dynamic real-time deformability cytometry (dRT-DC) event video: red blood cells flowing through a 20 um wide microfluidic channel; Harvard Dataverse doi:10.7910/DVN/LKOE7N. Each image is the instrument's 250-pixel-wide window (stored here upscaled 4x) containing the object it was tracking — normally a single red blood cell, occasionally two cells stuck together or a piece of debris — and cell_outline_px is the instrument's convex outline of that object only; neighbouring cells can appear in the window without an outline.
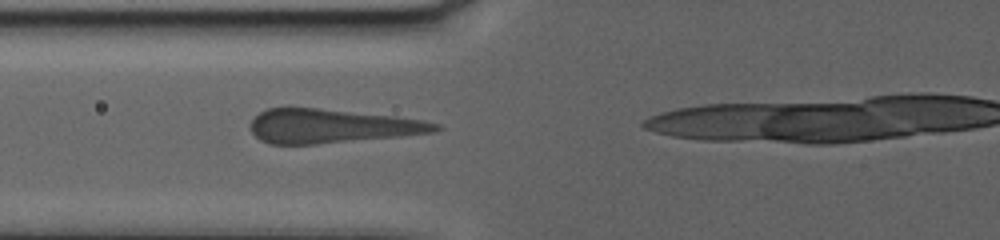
{"species": "human", "species_latin": "Homo sapiens", "temperature_condition": "warm", "stored_images_in_passage": 71, "camera_frame_rate_fps": 3000, "um_per_image_px": 0.085, "donor": {"sex": "female"}, "frame": {"image": 1, "passage_image": 30, "time_ms": 9.667, "image_size_px": [1000, 240], "cell_outline_px": [[444, 128], [436, 132], [400, 136], [316, 144], [268, 144], [260, 140], [248, 128], [252, 120], [260, 112], [268, 108], [320, 108], [396, 116], [424, 120], [440, 124]], "centroid_in_image_um": [28.21, 10.72], "position_along_channel_um": 97.6, "area_um2": 36.76}}
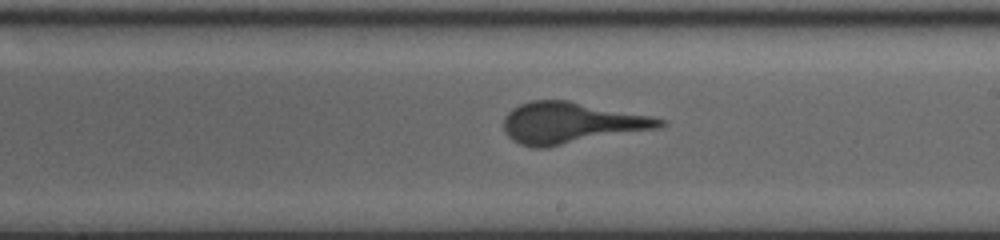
{"frame": {"image": 2, "passage_image": 48, "time_ms": 15.667, "image_size_px": [1000, 240], "cell_outline_px": [[668, 124], [660, 128], [548, 148], [532, 148], [520, 144], [512, 140], [504, 132], [504, 116], [512, 108], [520, 104], [532, 100], [568, 100], [652, 116], [668, 120]], "centroid_in_image_um": [48.57, 10.46], "position_along_channel_um": 240.4, "area_um2": 38.15}}
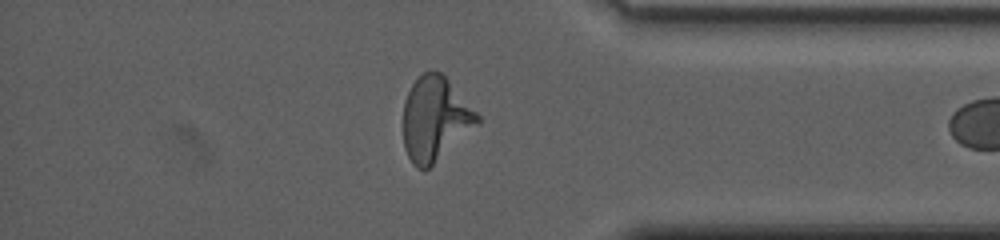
{"frame": {"image": 3, "passage_image": 69, "time_ms": 22.667, "image_size_px": [1000, 240], "cell_outline_px": [[480, 124], [424, 172], [416, 168], [412, 164], [404, 148], [404, 100], [412, 84], [424, 72], [432, 68], [440, 72], [448, 80], [480, 116]], "centroid_in_image_um": [36.98, 10.13], "position_along_channel_um": 398.2, "area_um2": 36.3}}